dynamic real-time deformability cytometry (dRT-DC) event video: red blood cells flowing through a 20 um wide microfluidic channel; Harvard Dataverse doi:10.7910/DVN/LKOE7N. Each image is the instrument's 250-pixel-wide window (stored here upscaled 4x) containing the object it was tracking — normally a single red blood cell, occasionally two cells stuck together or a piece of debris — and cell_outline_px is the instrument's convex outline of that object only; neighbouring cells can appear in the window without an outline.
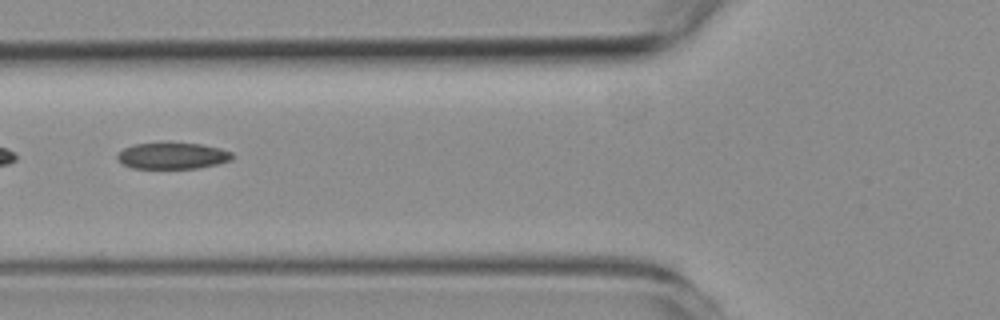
{"species": "common noctule bat (a hibernating species)", "species_latin": "Nyctalus noctula", "temperature_condition": "room temperature", "stored_images_in_passage": 38, "camera_frame_rate_fps": 3000, "um_per_image_px": 0.085, "animal": {"sex": "female", "body_mass_g": 19.3, "forearm_length_mm": 54.1}, "frame": {"image": 1, "passage_image": 6, "time_ms": 1.667, "image_size_px": [1000, 320], "cell_outline_px": [[232, 160], [216, 164], [196, 168], [132, 168], [124, 164], [116, 156], [124, 148], [136, 144], [160, 140], [204, 144], [220, 148], [232, 152]], "centroid_in_image_um": [14.67, 13.19], "position_along_channel_um": 111.1, "area_um2": 18.15}}
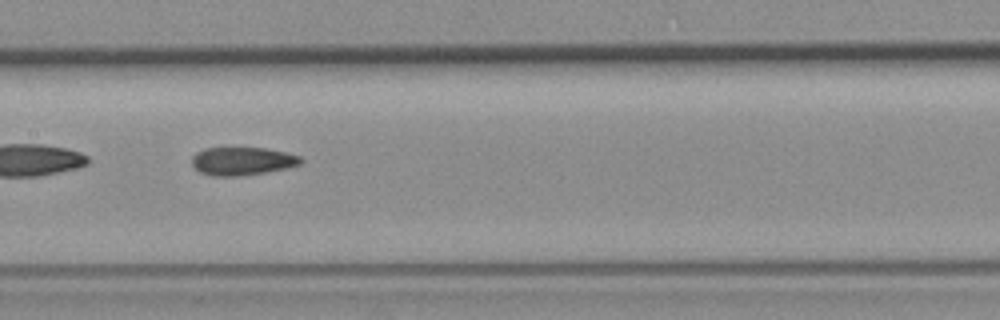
{"frame": {"image": 2, "passage_image": 12, "time_ms": 3.667, "image_size_px": [1000, 320], "cell_outline_px": [[304, 160], [300, 164], [284, 168], [264, 172], [240, 176], [212, 176], [200, 172], [192, 164], [192, 156], [196, 152], [204, 148], [264, 148], [284, 152], [300, 156]], "centroid_in_image_um": [20.56, 13.69], "position_along_channel_um": 186.8, "area_um2": 17.69}}
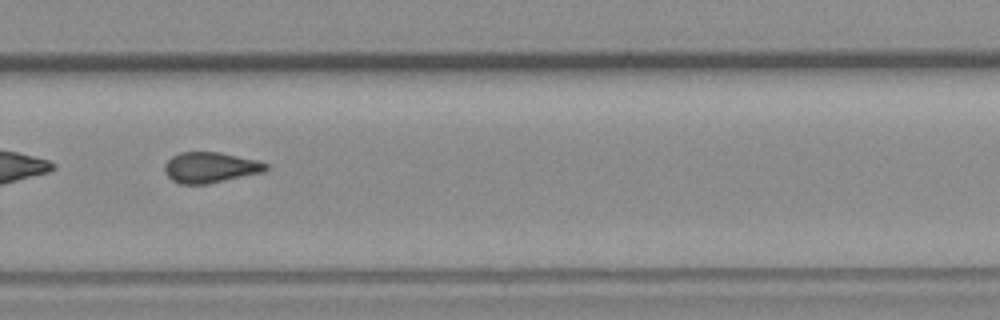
{"frame": {"image": 3, "passage_image": 22, "time_ms": 7.0, "image_size_px": [1000, 320], "cell_outline_px": [[268, 168], [264, 172], [208, 184], [180, 184], [172, 180], [164, 172], [164, 164], [172, 156], [180, 152], [220, 152], [256, 160], [268, 164]], "centroid_in_image_um": [17.86, 14.24], "position_along_channel_um": 311.9, "area_um2": 18.15}}